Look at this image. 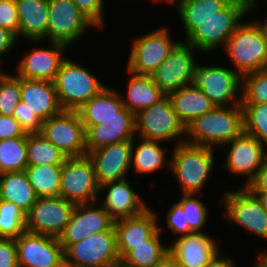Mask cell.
<instances>
[{"mask_svg": "<svg viewBox=\"0 0 267 267\" xmlns=\"http://www.w3.org/2000/svg\"><path fill=\"white\" fill-rule=\"evenodd\" d=\"M27 134L13 116L0 114V140L27 136Z\"/></svg>", "mask_w": 267, "mask_h": 267, "instance_id": "obj_47", "label": "cell"}, {"mask_svg": "<svg viewBox=\"0 0 267 267\" xmlns=\"http://www.w3.org/2000/svg\"><path fill=\"white\" fill-rule=\"evenodd\" d=\"M27 166V136L0 140V174L25 171Z\"/></svg>", "mask_w": 267, "mask_h": 267, "instance_id": "obj_36", "label": "cell"}, {"mask_svg": "<svg viewBox=\"0 0 267 267\" xmlns=\"http://www.w3.org/2000/svg\"><path fill=\"white\" fill-rule=\"evenodd\" d=\"M131 141L107 145L87 153L99 186L127 178L131 173Z\"/></svg>", "mask_w": 267, "mask_h": 267, "instance_id": "obj_20", "label": "cell"}, {"mask_svg": "<svg viewBox=\"0 0 267 267\" xmlns=\"http://www.w3.org/2000/svg\"><path fill=\"white\" fill-rule=\"evenodd\" d=\"M223 147L228 152L222 166L234 177H244L241 187H246L265 162L267 148L257 138L244 131L221 148Z\"/></svg>", "mask_w": 267, "mask_h": 267, "instance_id": "obj_14", "label": "cell"}, {"mask_svg": "<svg viewBox=\"0 0 267 267\" xmlns=\"http://www.w3.org/2000/svg\"><path fill=\"white\" fill-rule=\"evenodd\" d=\"M118 91L107 86L78 109L83 125H100L101 121L110 118H135V115L125 108Z\"/></svg>", "mask_w": 267, "mask_h": 267, "instance_id": "obj_24", "label": "cell"}, {"mask_svg": "<svg viewBox=\"0 0 267 267\" xmlns=\"http://www.w3.org/2000/svg\"><path fill=\"white\" fill-rule=\"evenodd\" d=\"M257 3V0H231L215 15L198 23V27L184 41L205 54L224 49L244 18L258 11Z\"/></svg>", "mask_w": 267, "mask_h": 267, "instance_id": "obj_1", "label": "cell"}, {"mask_svg": "<svg viewBox=\"0 0 267 267\" xmlns=\"http://www.w3.org/2000/svg\"><path fill=\"white\" fill-rule=\"evenodd\" d=\"M166 213V228L176 236L175 238L193 233L190 230L185 212L177 202H174Z\"/></svg>", "mask_w": 267, "mask_h": 267, "instance_id": "obj_42", "label": "cell"}, {"mask_svg": "<svg viewBox=\"0 0 267 267\" xmlns=\"http://www.w3.org/2000/svg\"><path fill=\"white\" fill-rule=\"evenodd\" d=\"M261 203L262 207L267 211V192H251Z\"/></svg>", "mask_w": 267, "mask_h": 267, "instance_id": "obj_54", "label": "cell"}, {"mask_svg": "<svg viewBox=\"0 0 267 267\" xmlns=\"http://www.w3.org/2000/svg\"><path fill=\"white\" fill-rule=\"evenodd\" d=\"M85 67L67 57L60 64L54 85L63 110L77 111L107 87Z\"/></svg>", "mask_w": 267, "mask_h": 267, "instance_id": "obj_5", "label": "cell"}, {"mask_svg": "<svg viewBox=\"0 0 267 267\" xmlns=\"http://www.w3.org/2000/svg\"><path fill=\"white\" fill-rule=\"evenodd\" d=\"M221 251L223 250L220 249L204 267H236L234 258L227 255L223 256Z\"/></svg>", "mask_w": 267, "mask_h": 267, "instance_id": "obj_50", "label": "cell"}, {"mask_svg": "<svg viewBox=\"0 0 267 267\" xmlns=\"http://www.w3.org/2000/svg\"><path fill=\"white\" fill-rule=\"evenodd\" d=\"M62 165H28L25 173L36 196H60Z\"/></svg>", "mask_w": 267, "mask_h": 267, "instance_id": "obj_34", "label": "cell"}, {"mask_svg": "<svg viewBox=\"0 0 267 267\" xmlns=\"http://www.w3.org/2000/svg\"><path fill=\"white\" fill-rule=\"evenodd\" d=\"M54 267H76L72 262H70L65 256L57 262Z\"/></svg>", "mask_w": 267, "mask_h": 267, "instance_id": "obj_55", "label": "cell"}, {"mask_svg": "<svg viewBox=\"0 0 267 267\" xmlns=\"http://www.w3.org/2000/svg\"><path fill=\"white\" fill-rule=\"evenodd\" d=\"M261 19H254L255 23L259 26V28L261 29L263 36L265 38L266 41V46H267V16L265 17V19L261 20Z\"/></svg>", "mask_w": 267, "mask_h": 267, "instance_id": "obj_53", "label": "cell"}, {"mask_svg": "<svg viewBox=\"0 0 267 267\" xmlns=\"http://www.w3.org/2000/svg\"><path fill=\"white\" fill-rule=\"evenodd\" d=\"M249 22V23H248ZM243 21L229 37L224 52L241 76L267 69V46L254 20Z\"/></svg>", "mask_w": 267, "mask_h": 267, "instance_id": "obj_4", "label": "cell"}, {"mask_svg": "<svg viewBox=\"0 0 267 267\" xmlns=\"http://www.w3.org/2000/svg\"><path fill=\"white\" fill-rule=\"evenodd\" d=\"M114 267H130V266H127L123 262L119 261Z\"/></svg>", "mask_w": 267, "mask_h": 267, "instance_id": "obj_57", "label": "cell"}, {"mask_svg": "<svg viewBox=\"0 0 267 267\" xmlns=\"http://www.w3.org/2000/svg\"><path fill=\"white\" fill-rule=\"evenodd\" d=\"M87 153L95 149L131 141L135 135V118H110L100 125L84 126Z\"/></svg>", "mask_w": 267, "mask_h": 267, "instance_id": "obj_27", "label": "cell"}, {"mask_svg": "<svg viewBox=\"0 0 267 267\" xmlns=\"http://www.w3.org/2000/svg\"><path fill=\"white\" fill-rule=\"evenodd\" d=\"M163 1V3L165 2L166 5H176L178 2L182 1V0H154V2L158 3V2H161Z\"/></svg>", "mask_w": 267, "mask_h": 267, "instance_id": "obj_56", "label": "cell"}, {"mask_svg": "<svg viewBox=\"0 0 267 267\" xmlns=\"http://www.w3.org/2000/svg\"><path fill=\"white\" fill-rule=\"evenodd\" d=\"M196 51L199 52L184 40L181 41L151 75L167 96L191 84L194 69L199 63L196 61Z\"/></svg>", "mask_w": 267, "mask_h": 267, "instance_id": "obj_15", "label": "cell"}, {"mask_svg": "<svg viewBox=\"0 0 267 267\" xmlns=\"http://www.w3.org/2000/svg\"><path fill=\"white\" fill-rule=\"evenodd\" d=\"M78 9L96 26L98 30L105 27L104 0H72Z\"/></svg>", "mask_w": 267, "mask_h": 267, "instance_id": "obj_43", "label": "cell"}, {"mask_svg": "<svg viewBox=\"0 0 267 267\" xmlns=\"http://www.w3.org/2000/svg\"><path fill=\"white\" fill-rule=\"evenodd\" d=\"M0 27L10 31L20 42L19 19L15 0L0 1Z\"/></svg>", "mask_w": 267, "mask_h": 267, "instance_id": "obj_44", "label": "cell"}, {"mask_svg": "<svg viewBox=\"0 0 267 267\" xmlns=\"http://www.w3.org/2000/svg\"><path fill=\"white\" fill-rule=\"evenodd\" d=\"M215 149L181 143L170 152L169 173L177 181L182 194H200L215 169Z\"/></svg>", "mask_w": 267, "mask_h": 267, "instance_id": "obj_3", "label": "cell"}, {"mask_svg": "<svg viewBox=\"0 0 267 267\" xmlns=\"http://www.w3.org/2000/svg\"><path fill=\"white\" fill-rule=\"evenodd\" d=\"M165 232L159 222V229L145 241V244L133 246L120 261L130 267L157 266L169 254V243L162 241Z\"/></svg>", "mask_w": 267, "mask_h": 267, "instance_id": "obj_32", "label": "cell"}, {"mask_svg": "<svg viewBox=\"0 0 267 267\" xmlns=\"http://www.w3.org/2000/svg\"><path fill=\"white\" fill-rule=\"evenodd\" d=\"M26 231V213L10 203L0 199V238L16 239Z\"/></svg>", "mask_w": 267, "mask_h": 267, "instance_id": "obj_37", "label": "cell"}, {"mask_svg": "<svg viewBox=\"0 0 267 267\" xmlns=\"http://www.w3.org/2000/svg\"><path fill=\"white\" fill-rule=\"evenodd\" d=\"M244 132L257 138L267 148V104H241Z\"/></svg>", "mask_w": 267, "mask_h": 267, "instance_id": "obj_38", "label": "cell"}, {"mask_svg": "<svg viewBox=\"0 0 267 267\" xmlns=\"http://www.w3.org/2000/svg\"><path fill=\"white\" fill-rule=\"evenodd\" d=\"M161 143L135 136L131 147V171L141 176L155 173L164 167L170 168L167 156L172 150L164 148Z\"/></svg>", "mask_w": 267, "mask_h": 267, "instance_id": "obj_28", "label": "cell"}, {"mask_svg": "<svg viewBox=\"0 0 267 267\" xmlns=\"http://www.w3.org/2000/svg\"><path fill=\"white\" fill-rule=\"evenodd\" d=\"M151 207L141 214L114 221L120 260L133 248L145 244L158 229L160 218Z\"/></svg>", "mask_w": 267, "mask_h": 267, "instance_id": "obj_23", "label": "cell"}, {"mask_svg": "<svg viewBox=\"0 0 267 267\" xmlns=\"http://www.w3.org/2000/svg\"><path fill=\"white\" fill-rule=\"evenodd\" d=\"M21 101L43 121L59 114L61 108L54 82L20 78Z\"/></svg>", "mask_w": 267, "mask_h": 267, "instance_id": "obj_26", "label": "cell"}, {"mask_svg": "<svg viewBox=\"0 0 267 267\" xmlns=\"http://www.w3.org/2000/svg\"><path fill=\"white\" fill-rule=\"evenodd\" d=\"M180 122L189 126L196 118L211 111L215 106L200 88L191 84L168 95Z\"/></svg>", "mask_w": 267, "mask_h": 267, "instance_id": "obj_30", "label": "cell"}, {"mask_svg": "<svg viewBox=\"0 0 267 267\" xmlns=\"http://www.w3.org/2000/svg\"><path fill=\"white\" fill-rule=\"evenodd\" d=\"M168 26L155 28L131 41L126 70L136 74L151 76L158 66L181 42L172 39Z\"/></svg>", "mask_w": 267, "mask_h": 267, "instance_id": "obj_8", "label": "cell"}, {"mask_svg": "<svg viewBox=\"0 0 267 267\" xmlns=\"http://www.w3.org/2000/svg\"><path fill=\"white\" fill-rule=\"evenodd\" d=\"M191 85L200 88L215 107L241 105L242 76L228 65L208 66L200 61L194 69Z\"/></svg>", "mask_w": 267, "mask_h": 267, "instance_id": "obj_7", "label": "cell"}, {"mask_svg": "<svg viewBox=\"0 0 267 267\" xmlns=\"http://www.w3.org/2000/svg\"><path fill=\"white\" fill-rule=\"evenodd\" d=\"M246 188L250 192H267V158Z\"/></svg>", "mask_w": 267, "mask_h": 267, "instance_id": "obj_48", "label": "cell"}, {"mask_svg": "<svg viewBox=\"0 0 267 267\" xmlns=\"http://www.w3.org/2000/svg\"><path fill=\"white\" fill-rule=\"evenodd\" d=\"M218 240L222 241L205 232H193L170 240L169 254L182 267H204L221 249Z\"/></svg>", "mask_w": 267, "mask_h": 267, "instance_id": "obj_22", "label": "cell"}, {"mask_svg": "<svg viewBox=\"0 0 267 267\" xmlns=\"http://www.w3.org/2000/svg\"><path fill=\"white\" fill-rule=\"evenodd\" d=\"M40 133L67 157L87 155L85 127L78 111L62 110L43 121Z\"/></svg>", "mask_w": 267, "mask_h": 267, "instance_id": "obj_13", "label": "cell"}, {"mask_svg": "<svg viewBox=\"0 0 267 267\" xmlns=\"http://www.w3.org/2000/svg\"><path fill=\"white\" fill-rule=\"evenodd\" d=\"M0 267H19L15 239L0 238Z\"/></svg>", "mask_w": 267, "mask_h": 267, "instance_id": "obj_46", "label": "cell"}, {"mask_svg": "<svg viewBox=\"0 0 267 267\" xmlns=\"http://www.w3.org/2000/svg\"><path fill=\"white\" fill-rule=\"evenodd\" d=\"M231 0H182L176 5L179 21L183 25L185 39L198 27L202 20L212 17ZM181 19V20H180Z\"/></svg>", "mask_w": 267, "mask_h": 267, "instance_id": "obj_33", "label": "cell"}, {"mask_svg": "<svg viewBox=\"0 0 267 267\" xmlns=\"http://www.w3.org/2000/svg\"><path fill=\"white\" fill-rule=\"evenodd\" d=\"M221 200L226 223L229 221L230 225L235 224V227L267 240V211L246 187L225 190Z\"/></svg>", "mask_w": 267, "mask_h": 267, "instance_id": "obj_9", "label": "cell"}, {"mask_svg": "<svg viewBox=\"0 0 267 267\" xmlns=\"http://www.w3.org/2000/svg\"><path fill=\"white\" fill-rule=\"evenodd\" d=\"M155 267H182L170 254H168L157 266Z\"/></svg>", "mask_w": 267, "mask_h": 267, "instance_id": "obj_51", "label": "cell"}, {"mask_svg": "<svg viewBox=\"0 0 267 267\" xmlns=\"http://www.w3.org/2000/svg\"><path fill=\"white\" fill-rule=\"evenodd\" d=\"M244 131L242 105L214 107L186 127L185 142L220 148Z\"/></svg>", "mask_w": 267, "mask_h": 267, "instance_id": "obj_2", "label": "cell"}, {"mask_svg": "<svg viewBox=\"0 0 267 267\" xmlns=\"http://www.w3.org/2000/svg\"><path fill=\"white\" fill-rule=\"evenodd\" d=\"M257 262L256 264L254 263V267H267V251H261L258 255H257Z\"/></svg>", "mask_w": 267, "mask_h": 267, "instance_id": "obj_52", "label": "cell"}, {"mask_svg": "<svg viewBox=\"0 0 267 267\" xmlns=\"http://www.w3.org/2000/svg\"><path fill=\"white\" fill-rule=\"evenodd\" d=\"M18 44L17 38L7 29L0 27V57L4 58V56L10 55L9 53L15 48ZM0 58V62H3L4 59ZM1 64V63H0Z\"/></svg>", "mask_w": 267, "mask_h": 267, "instance_id": "obj_49", "label": "cell"}, {"mask_svg": "<svg viewBox=\"0 0 267 267\" xmlns=\"http://www.w3.org/2000/svg\"><path fill=\"white\" fill-rule=\"evenodd\" d=\"M113 225L114 220L98 201L75 205L69 222L58 239L65 251L70 245L92 234L109 230Z\"/></svg>", "mask_w": 267, "mask_h": 267, "instance_id": "obj_17", "label": "cell"}, {"mask_svg": "<svg viewBox=\"0 0 267 267\" xmlns=\"http://www.w3.org/2000/svg\"><path fill=\"white\" fill-rule=\"evenodd\" d=\"M19 267H54L64 250L58 238L24 231L15 239Z\"/></svg>", "mask_w": 267, "mask_h": 267, "instance_id": "obj_19", "label": "cell"}, {"mask_svg": "<svg viewBox=\"0 0 267 267\" xmlns=\"http://www.w3.org/2000/svg\"><path fill=\"white\" fill-rule=\"evenodd\" d=\"M37 198L25 171L0 174L1 200L14 203L27 214Z\"/></svg>", "mask_w": 267, "mask_h": 267, "instance_id": "obj_31", "label": "cell"}, {"mask_svg": "<svg viewBox=\"0 0 267 267\" xmlns=\"http://www.w3.org/2000/svg\"><path fill=\"white\" fill-rule=\"evenodd\" d=\"M127 180L125 178L100 186L99 196L103 198H99L98 202L114 221L141 214L149 207Z\"/></svg>", "mask_w": 267, "mask_h": 267, "instance_id": "obj_21", "label": "cell"}, {"mask_svg": "<svg viewBox=\"0 0 267 267\" xmlns=\"http://www.w3.org/2000/svg\"><path fill=\"white\" fill-rule=\"evenodd\" d=\"M135 135L147 140L185 143L186 128L180 122L168 96L135 115ZM175 141V142H174Z\"/></svg>", "mask_w": 267, "mask_h": 267, "instance_id": "obj_6", "label": "cell"}, {"mask_svg": "<svg viewBox=\"0 0 267 267\" xmlns=\"http://www.w3.org/2000/svg\"><path fill=\"white\" fill-rule=\"evenodd\" d=\"M99 195L100 186L88 155L67 157L61 168L60 196L80 205L97 202Z\"/></svg>", "mask_w": 267, "mask_h": 267, "instance_id": "obj_10", "label": "cell"}, {"mask_svg": "<svg viewBox=\"0 0 267 267\" xmlns=\"http://www.w3.org/2000/svg\"><path fill=\"white\" fill-rule=\"evenodd\" d=\"M28 165H62L67 156L41 133L27 134Z\"/></svg>", "mask_w": 267, "mask_h": 267, "instance_id": "obj_35", "label": "cell"}, {"mask_svg": "<svg viewBox=\"0 0 267 267\" xmlns=\"http://www.w3.org/2000/svg\"><path fill=\"white\" fill-rule=\"evenodd\" d=\"M74 206L62 196L37 198L26 214V231L58 238L68 224Z\"/></svg>", "mask_w": 267, "mask_h": 267, "instance_id": "obj_16", "label": "cell"}, {"mask_svg": "<svg viewBox=\"0 0 267 267\" xmlns=\"http://www.w3.org/2000/svg\"><path fill=\"white\" fill-rule=\"evenodd\" d=\"M241 104H267V69L242 76Z\"/></svg>", "mask_w": 267, "mask_h": 267, "instance_id": "obj_39", "label": "cell"}, {"mask_svg": "<svg viewBox=\"0 0 267 267\" xmlns=\"http://www.w3.org/2000/svg\"><path fill=\"white\" fill-rule=\"evenodd\" d=\"M20 98V77L6 72L0 79V114L13 116Z\"/></svg>", "mask_w": 267, "mask_h": 267, "instance_id": "obj_41", "label": "cell"}, {"mask_svg": "<svg viewBox=\"0 0 267 267\" xmlns=\"http://www.w3.org/2000/svg\"><path fill=\"white\" fill-rule=\"evenodd\" d=\"M64 256L76 267H114L120 261L114 225L70 245Z\"/></svg>", "mask_w": 267, "mask_h": 267, "instance_id": "obj_12", "label": "cell"}, {"mask_svg": "<svg viewBox=\"0 0 267 267\" xmlns=\"http://www.w3.org/2000/svg\"><path fill=\"white\" fill-rule=\"evenodd\" d=\"M91 27L98 30L72 0H49L46 39L49 42L63 43L71 48Z\"/></svg>", "mask_w": 267, "mask_h": 267, "instance_id": "obj_11", "label": "cell"}, {"mask_svg": "<svg viewBox=\"0 0 267 267\" xmlns=\"http://www.w3.org/2000/svg\"><path fill=\"white\" fill-rule=\"evenodd\" d=\"M13 117L20 123L26 133H40L43 120L30 110L23 101L17 104Z\"/></svg>", "mask_w": 267, "mask_h": 267, "instance_id": "obj_45", "label": "cell"}, {"mask_svg": "<svg viewBox=\"0 0 267 267\" xmlns=\"http://www.w3.org/2000/svg\"><path fill=\"white\" fill-rule=\"evenodd\" d=\"M199 196V197H198ZM181 194V199L176 201L186 214L192 232H202L207 224L209 208L201 201L200 194Z\"/></svg>", "mask_w": 267, "mask_h": 267, "instance_id": "obj_40", "label": "cell"}, {"mask_svg": "<svg viewBox=\"0 0 267 267\" xmlns=\"http://www.w3.org/2000/svg\"><path fill=\"white\" fill-rule=\"evenodd\" d=\"M126 72L129 75V80L126 84V94L125 91L124 93L121 91L119 92L125 108L130 110L134 115H136L140 110L160 102L167 96L155 84L152 76L136 75L129 71Z\"/></svg>", "mask_w": 267, "mask_h": 267, "instance_id": "obj_29", "label": "cell"}, {"mask_svg": "<svg viewBox=\"0 0 267 267\" xmlns=\"http://www.w3.org/2000/svg\"><path fill=\"white\" fill-rule=\"evenodd\" d=\"M0 66H2V65H0ZM5 73H6V71H4L3 68L1 70V67H0V79Z\"/></svg>", "mask_w": 267, "mask_h": 267, "instance_id": "obj_58", "label": "cell"}, {"mask_svg": "<svg viewBox=\"0 0 267 267\" xmlns=\"http://www.w3.org/2000/svg\"><path fill=\"white\" fill-rule=\"evenodd\" d=\"M48 47H35L23 54L20 62L17 63V77L29 80H45L54 82L60 64L67 57L65 56L69 47L59 42H49ZM65 54V55H64Z\"/></svg>", "mask_w": 267, "mask_h": 267, "instance_id": "obj_18", "label": "cell"}, {"mask_svg": "<svg viewBox=\"0 0 267 267\" xmlns=\"http://www.w3.org/2000/svg\"><path fill=\"white\" fill-rule=\"evenodd\" d=\"M19 19V37L29 43H46L49 0H15Z\"/></svg>", "mask_w": 267, "mask_h": 267, "instance_id": "obj_25", "label": "cell"}]
</instances>
